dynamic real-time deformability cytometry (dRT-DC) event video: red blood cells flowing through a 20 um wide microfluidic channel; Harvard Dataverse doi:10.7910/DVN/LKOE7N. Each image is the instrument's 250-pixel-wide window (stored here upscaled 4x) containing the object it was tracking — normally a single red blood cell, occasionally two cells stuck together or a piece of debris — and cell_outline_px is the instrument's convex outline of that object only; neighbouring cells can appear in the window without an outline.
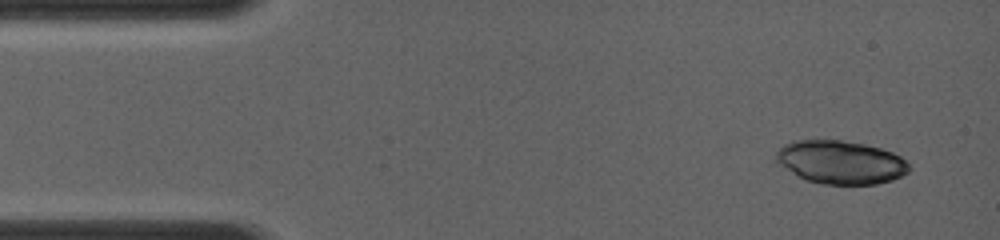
{"species": "common noctule bat (a hibernating species)", "species_latin": "Nyctalus noctula", "temperature_condition": "room temperature", "stored_images_in_passage": 9, "camera_frame_rate_fps": 4000, "um_per_image_px": 0.085, "animal": {"sex": "female", "body_mass_g": 19.0, "forearm_length_mm": 56.7}, "frame": {"image": 1, "passage_image": 3, "time_ms": 0.75, "image_size_px": [1000, 240], "cell_outline_px": [[912, 168], [908, 172], [892, 180], [876, 184], [820, 184], [804, 180], [776, 164], [776, 152], [784, 144], [792, 140], [840, 140], [864, 144], [880, 148], [892, 152], [900, 156]], "centroid_in_image_um": [71.42, 13.79], "position_along_channel_um": 13.6, "area_um2": 33.81}}